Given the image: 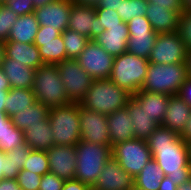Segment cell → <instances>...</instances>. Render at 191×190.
I'll list each match as a JSON object with an SVG mask.
<instances>
[{
    "instance_id": "obj_1",
    "label": "cell",
    "mask_w": 191,
    "mask_h": 190,
    "mask_svg": "<svg viewBox=\"0 0 191 190\" xmlns=\"http://www.w3.org/2000/svg\"><path fill=\"white\" fill-rule=\"evenodd\" d=\"M146 142L164 175L177 186L191 178L188 144L180 134L159 125Z\"/></svg>"
},
{
    "instance_id": "obj_2",
    "label": "cell",
    "mask_w": 191,
    "mask_h": 190,
    "mask_svg": "<svg viewBox=\"0 0 191 190\" xmlns=\"http://www.w3.org/2000/svg\"><path fill=\"white\" fill-rule=\"evenodd\" d=\"M131 97L130 93L113 83L109 78L93 80L80 106L100 114L110 115L125 107Z\"/></svg>"
},
{
    "instance_id": "obj_3",
    "label": "cell",
    "mask_w": 191,
    "mask_h": 190,
    "mask_svg": "<svg viewBox=\"0 0 191 190\" xmlns=\"http://www.w3.org/2000/svg\"><path fill=\"white\" fill-rule=\"evenodd\" d=\"M75 179L90 188L96 182L105 163L112 157V146L80 140L76 145Z\"/></svg>"
},
{
    "instance_id": "obj_4",
    "label": "cell",
    "mask_w": 191,
    "mask_h": 190,
    "mask_svg": "<svg viewBox=\"0 0 191 190\" xmlns=\"http://www.w3.org/2000/svg\"><path fill=\"white\" fill-rule=\"evenodd\" d=\"M186 63L153 64L149 63L142 91L165 95H177L181 85L188 77Z\"/></svg>"
},
{
    "instance_id": "obj_5",
    "label": "cell",
    "mask_w": 191,
    "mask_h": 190,
    "mask_svg": "<svg viewBox=\"0 0 191 190\" xmlns=\"http://www.w3.org/2000/svg\"><path fill=\"white\" fill-rule=\"evenodd\" d=\"M32 92L36 100L49 109L69 104L56 64H43L35 70Z\"/></svg>"
},
{
    "instance_id": "obj_6",
    "label": "cell",
    "mask_w": 191,
    "mask_h": 190,
    "mask_svg": "<svg viewBox=\"0 0 191 190\" xmlns=\"http://www.w3.org/2000/svg\"><path fill=\"white\" fill-rule=\"evenodd\" d=\"M148 66L149 61L147 58L126 51L114 58L109 79L131 95H134L141 90Z\"/></svg>"
},
{
    "instance_id": "obj_7",
    "label": "cell",
    "mask_w": 191,
    "mask_h": 190,
    "mask_svg": "<svg viewBox=\"0 0 191 190\" xmlns=\"http://www.w3.org/2000/svg\"><path fill=\"white\" fill-rule=\"evenodd\" d=\"M48 122L54 145H76L80 140L79 104L69 103L49 109Z\"/></svg>"
},
{
    "instance_id": "obj_8",
    "label": "cell",
    "mask_w": 191,
    "mask_h": 190,
    "mask_svg": "<svg viewBox=\"0 0 191 190\" xmlns=\"http://www.w3.org/2000/svg\"><path fill=\"white\" fill-rule=\"evenodd\" d=\"M112 156L133 177L153 158L146 140L135 138L113 145Z\"/></svg>"
},
{
    "instance_id": "obj_9",
    "label": "cell",
    "mask_w": 191,
    "mask_h": 190,
    "mask_svg": "<svg viewBox=\"0 0 191 190\" xmlns=\"http://www.w3.org/2000/svg\"><path fill=\"white\" fill-rule=\"evenodd\" d=\"M62 84L66 88L69 103L80 104L93 81L76 59H66L58 64Z\"/></svg>"
},
{
    "instance_id": "obj_10",
    "label": "cell",
    "mask_w": 191,
    "mask_h": 190,
    "mask_svg": "<svg viewBox=\"0 0 191 190\" xmlns=\"http://www.w3.org/2000/svg\"><path fill=\"white\" fill-rule=\"evenodd\" d=\"M187 52L177 32L158 33L148 61L153 64L186 63Z\"/></svg>"
},
{
    "instance_id": "obj_11",
    "label": "cell",
    "mask_w": 191,
    "mask_h": 190,
    "mask_svg": "<svg viewBox=\"0 0 191 190\" xmlns=\"http://www.w3.org/2000/svg\"><path fill=\"white\" fill-rule=\"evenodd\" d=\"M76 60L93 80H99L110 77L114 57L94 40H89Z\"/></svg>"
},
{
    "instance_id": "obj_12",
    "label": "cell",
    "mask_w": 191,
    "mask_h": 190,
    "mask_svg": "<svg viewBox=\"0 0 191 190\" xmlns=\"http://www.w3.org/2000/svg\"><path fill=\"white\" fill-rule=\"evenodd\" d=\"M81 140L111 146L107 115L81 107L79 104Z\"/></svg>"
},
{
    "instance_id": "obj_13",
    "label": "cell",
    "mask_w": 191,
    "mask_h": 190,
    "mask_svg": "<svg viewBox=\"0 0 191 190\" xmlns=\"http://www.w3.org/2000/svg\"><path fill=\"white\" fill-rule=\"evenodd\" d=\"M133 187L134 177L112 156L105 163L91 190H130Z\"/></svg>"
},
{
    "instance_id": "obj_14",
    "label": "cell",
    "mask_w": 191,
    "mask_h": 190,
    "mask_svg": "<svg viewBox=\"0 0 191 190\" xmlns=\"http://www.w3.org/2000/svg\"><path fill=\"white\" fill-rule=\"evenodd\" d=\"M68 29L93 40L105 29L98 24L95 7L83 6L72 1Z\"/></svg>"
},
{
    "instance_id": "obj_15",
    "label": "cell",
    "mask_w": 191,
    "mask_h": 190,
    "mask_svg": "<svg viewBox=\"0 0 191 190\" xmlns=\"http://www.w3.org/2000/svg\"><path fill=\"white\" fill-rule=\"evenodd\" d=\"M72 0H55L34 10L40 26L57 29L61 33L68 29Z\"/></svg>"
},
{
    "instance_id": "obj_16",
    "label": "cell",
    "mask_w": 191,
    "mask_h": 190,
    "mask_svg": "<svg viewBox=\"0 0 191 190\" xmlns=\"http://www.w3.org/2000/svg\"><path fill=\"white\" fill-rule=\"evenodd\" d=\"M49 172L64 181L75 179L76 146L54 145L47 152Z\"/></svg>"
},
{
    "instance_id": "obj_17",
    "label": "cell",
    "mask_w": 191,
    "mask_h": 190,
    "mask_svg": "<svg viewBox=\"0 0 191 190\" xmlns=\"http://www.w3.org/2000/svg\"><path fill=\"white\" fill-rule=\"evenodd\" d=\"M128 38L127 23L122 22L119 26L106 27V30L93 40L115 58L127 51Z\"/></svg>"
},
{
    "instance_id": "obj_18",
    "label": "cell",
    "mask_w": 191,
    "mask_h": 190,
    "mask_svg": "<svg viewBox=\"0 0 191 190\" xmlns=\"http://www.w3.org/2000/svg\"><path fill=\"white\" fill-rule=\"evenodd\" d=\"M190 115L191 107L178 95H171L161 125L181 135Z\"/></svg>"
},
{
    "instance_id": "obj_19",
    "label": "cell",
    "mask_w": 191,
    "mask_h": 190,
    "mask_svg": "<svg viewBox=\"0 0 191 190\" xmlns=\"http://www.w3.org/2000/svg\"><path fill=\"white\" fill-rule=\"evenodd\" d=\"M5 57L16 60L25 66L38 69L43 65L38 47L34 43L8 40L4 42Z\"/></svg>"
},
{
    "instance_id": "obj_20",
    "label": "cell",
    "mask_w": 191,
    "mask_h": 190,
    "mask_svg": "<svg viewBox=\"0 0 191 190\" xmlns=\"http://www.w3.org/2000/svg\"><path fill=\"white\" fill-rule=\"evenodd\" d=\"M1 68L11 88L32 89L36 69L7 57H4Z\"/></svg>"
},
{
    "instance_id": "obj_21",
    "label": "cell",
    "mask_w": 191,
    "mask_h": 190,
    "mask_svg": "<svg viewBox=\"0 0 191 190\" xmlns=\"http://www.w3.org/2000/svg\"><path fill=\"white\" fill-rule=\"evenodd\" d=\"M111 146L134 138L131 115L127 107L107 115Z\"/></svg>"
},
{
    "instance_id": "obj_22",
    "label": "cell",
    "mask_w": 191,
    "mask_h": 190,
    "mask_svg": "<svg viewBox=\"0 0 191 190\" xmlns=\"http://www.w3.org/2000/svg\"><path fill=\"white\" fill-rule=\"evenodd\" d=\"M126 107L131 115L134 138L147 140L159 125L148 116L133 97L128 100Z\"/></svg>"
},
{
    "instance_id": "obj_23",
    "label": "cell",
    "mask_w": 191,
    "mask_h": 190,
    "mask_svg": "<svg viewBox=\"0 0 191 190\" xmlns=\"http://www.w3.org/2000/svg\"><path fill=\"white\" fill-rule=\"evenodd\" d=\"M169 96L156 92L139 90L132 97L140 104L149 117H152L158 125L163 123Z\"/></svg>"
},
{
    "instance_id": "obj_24",
    "label": "cell",
    "mask_w": 191,
    "mask_h": 190,
    "mask_svg": "<svg viewBox=\"0 0 191 190\" xmlns=\"http://www.w3.org/2000/svg\"><path fill=\"white\" fill-rule=\"evenodd\" d=\"M181 14L182 12L170 11L167 8L150 6L149 4L146 10V17L157 33L176 32Z\"/></svg>"
},
{
    "instance_id": "obj_25",
    "label": "cell",
    "mask_w": 191,
    "mask_h": 190,
    "mask_svg": "<svg viewBox=\"0 0 191 190\" xmlns=\"http://www.w3.org/2000/svg\"><path fill=\"white\" fill-rule=\"evenodd\" d=\"M23 133L24 142L30 149L47 152L54 146L52 128L48 119L42 124L27 127Z\"/></svg>"
},
{
    "instance_id": "obj_26",
    "label": "cell",
    "mask_w": 191,
    "mask_h": 190,
    "mask_svg": "<svg viewBox=\"0 0 191 190\" xmlns=\"http://www.w3.org/2000/svg\"><path fill=\"white\" fill-rule=\"evenodd\" d=\"M39 27L40 25L34 13L19 16L12 25L8 40L20 43H34Z\"/></svg>"
},
{
    "instance_id": "obj_27",
    "label": "cell",
    "mask_w": 191,
    "mask_h": 190,
    "mask_svg": "<svg viewBox=\"0 0 191 190\" xmlns=\"http://www.w3.org/2000/svg\"><path fill=\"white\" fill-rule=\"evenodd\" d=\"M49 108L38 101L23 111H18L11 116L13 124L21 131L35 124H42L48 119Z\"/></svg>"
},
{
    "instance_id": "obj_28",
    "label": "cell",
    "mask_w": 191,
    "mask_h": 190,
    "mask_svg": "<svg viewBox=\"0 0 191 190\" xmlns=\"http://www.w3.org/2000/svg\"><path fill=\"white\" fill-rule=\"evenodd\" d=\"M164 177L163 171L152 158L134 177V186L140 190H158Z\"/></svg>"
},
{
    "instance_id": "obj_29",
    "label": "cell",
    "mask_w": 191,
    "mask_h": 190,
    "mask_svg": "<svg viewBox=\"0 0 191 190\" xmlns=\"http://www.w3.org/2000/svg\"><path fill=\"white\" fill-rule=\"evenodd\" d=\"M5 113L11 117L18 111H23L27 107L37 102L32 89L11 88L5 99Z\"/></svg>"
},
{
    "instance_id": "obj_30",
    "label": "cell",
    "mask_w": 191,
    "mask_h": 190,
    "mask_svg": "<svg viewBox=\"0 0 191 190\" xmlns=\"http://www.w3.org/2000/svg\"><path fill=\"white\" fill-rule=\"evenodd\" d=\"M38 47L43 64H58L66 60L62 34L49 42H34Z\"/></svg>"
},
{
    "instance_id": "obj_31",
    "label": "cell",
    "mask_w": 191,
    "mask_h": 190,
    "mask_svg": "<svg viewBox=\"0 0 191 190\" xmlns=\"http://www.w3.org/2000/svg\"><path fill=\"white\" fill-rule=\"evenodd\" d=\"M158 33H129L127 52L149 58Z\"/></svg>"
},
{
    "instance_id": "obj_32",
    "label": "cell",
    "mask_w": 191,
    "mask_h": 190,
    "mask_svg": "<svg viewBox=\"0 0 191 190\" xmlns=\"http://www.w3.org/2000/svg\"><path fill=\"white\" fill-rule=\"evenodd\" d=\"M61 34L66 51V59H76L90 40L89 38L69 29H66Z\"/></svg>"
},
{
    "instance_id": "obj_33",
    "label": "cell",
    "mask_w": 191,
    "mask_h": 190,
    "mask_svg": "<svg viewBox=\"0 0 191 190\" xmlns=\"http://www.w3.org/2000/svg\"><path fill=\"white\" fill-rule=\"evenodd\" d=\"M148 2L146 0H123L116 9L123 22H128L135 16H146Z\"/></svg>"
},
{
    "instance_id": "obj_34",
    "label": "cell",
    "mask_w": 191,
    "mask_h": 190,
    "mask_svg": "<svg viewBox=\"0 0 191 190\" xmlns=\"http://www.w3.org/2000/svg\"><path fill=\"white\" fill-rule=\"evenodd\" d=\"M23 169L43 176L49 172L48 155L45 151L31 149Z\"/></svg>"
},
{
    "instance_id": "obj_35",
    "label": "cell",
    "mask_w": 191,
    "mask_h": 190,
    "mask_svg": "<svg viewBox=\"0 0 191 190\" xmlns=\"http://www.w3.org/2000/svg\"><path fill=\"white\" fill-rule=\"evenodd\" d=\"M23 144H25L24 133L14 124L8 127V130L0 135V150L4 153H7L15 147Z\"/></svg>"
},
{
    "instance_id": "obj_36",
    "label": "cell",
    "mask_w": 191,
    "mask_h": 190,
    "mask_svg": "<svg viewBox=\"0 0 191 190\" xmlns=\"http://www.w3.org/2000/svg\"><path fill=\"white\" fill-rule=\"evenodd\" d=\"M19 16L4 3H0V41H8L12 25Z\"/></svg>"
},
{
    "instance_id": "obj_37",
    "label": "cell",
    "mask_w": 191,
    "mask_h": 190,
    "mask_svg": "<svg viewBox=\"0 0 191 190\" xmlns=\"http://www.w3.org/2000/svg\"><path fill=\"white\" fill-rule=\"evenodd\" d=\"M30 150L31 149L29 148V146L25 143L21 146L15 147L14 149L6 153V156L11 166V170L14 175L23 169V164L28 158V153L30 152Z\"/></svg>"
},
{
    "instance_id": "obj_38",
    "label": "cell",
    "mask_w": 191,
    "mask_h": 190,
    "mask_svg": "<svg viewBox=\"0 0 191 190\" xmlns=\"http://www.w3.org/2000/svg\"><path fill=\"white\" fill-rule=\"evenodd\" d=\"M14 177L16 178L21 190H38L42 176L22 169L16 173Z\"/></svg>"
},
{
    "instance_id": "obj_39",
    "label": "cell",
    "mask_w": 191,
    "mask_h": 190,
    "mask_svg": "<svg viewBox=\"0 0 191 190\" xmlns=\"http://www.w3.org/2000/svg\"><path fill=\"white\" fill-rule=\"evenodd\" d=\"M176 32L185 43L187 50L190 51L191 50V11H184L181 14Z\"/></svg>"
},
{
    "instance_id": "obj_40",
    "label": "cell",
    "mask_w": 191,
    "mask_h": 190,
    "mask_svg": "<svg viewBox=\"0 0 191 190\" xmlns=\"http://www.w3.org/2000/svg\"><path fill=\"white\" fill-rule=\"evenodd\" d=\"M96 16L98 17V24L104 27H114L119 26L122 23V19L118 15V12L113 9H101L99 7H95Z\"/></svg>"
},
{
    "instance_id": "obj_41",
    "label": "cell",
    "mask_w": 191,
    "mask_h": 190,
    "mask_svg": "<svg viewBox=\"0 0 191 190\" xmlns=\"http://www.w3.org/2000/svg\"><path fill=\"white\" fill-rule=\"evenodd\" d=\"M129 33H154L149 20L146 16H135L127 22Z\"/></svg>"
},
{
    "instance_id": "obj_42",
    "label": "cell",
    "mask_w": 191,
    "mask_h": 190,
    "mask_svg": "<svg viewBox=\"0 0 191 190\" xmlns=\"http://www.w3.org/2000/svg\"><path fill=\"white\" fill-rule=\"evenodd\" d=\"M4 4L18 16L34 13L35 10L33 0H6Z\"/></svg>"
},
{
    "instance_id": "obj_43",
    "label": "cell",
    "mask_w": 191,
    "mask_h": 190,
    "mask_svg": "<svg viewBox=\"0 0 191 190\" xmlns=\"http://www.w3.org/2000/svg\"><path fill=\"white\" fill-rule=\"evenodd\" d=\"M64 180L48 172L41 177L38 190H62Z\"/></svg>"
},
{
    "instance_id": "obj_44",
    "label": "cell",
    "mask_w": 191,
    "mask_h": 190,
    "mask_svg": "<svg viewBox=\"0 0 191 190\" xmlns=\"http://www.w3.org/2000/svg\"><path fill=\"white\" fill-rule=\"evenodd\" d=\"M150 6L167 8L170 11L184 12L182 0H146Z\"/></svg>"
},
{
    "instance_id": "obj_45",
    "label": "cell",
    "mask_w": 191,
    "mask_h": 190,
    "mask_svg": "<svg viewBox=\"0 0 191 190\" xmlns=\"http://www.w3.org/2000/svg\"><path fill=\"white\" fill-rule=\"evenodd\" d=\"M61 35L57 29H50L47 26H40L34 42H49Z\"/></svg>"
},
{
    "instance_id": "obj_46",
    "label": "cell",
    "mask_w": 191,
    "mask_h": 190,
    "mask_svg": "<svg viewBox=\"0 0 191 190\" xmlns=\"http://www.w3.org/2000/svg\"><path fill=\"white\" fill-rule=\"evenodd\" d=\"M12 177H14V173L11 170V166L6 156V153L0 150V180L2 178Z\"/></svg>"
},
{
    "instance_id": "obj_47",
    "label": "cell",
    "mask_w": 191,
    "mask_h": 190,
    "mask_svg": "<svg viewBox=\"0 0 191 190\" xmlns=\"http://www.w3.org/2000/svg\"><path fill=\"white\" fill-rule=\"evenodd\" d=\"M177 95L191 107V76L183 82Z\"/></svg>"
},
{
    "instance_id": "obj_48",
    "label": "cell",
    "mask_w": 191,
    "mask_h": 190,
    "mask_svg": "<svg viewBox=\"0 0 191 190\" xmlns=\"http://www.w3.org/2000/svg\"><path fill=\"white\" fill-rule=\"evenodd\" d=\"M62 190H91V188L78 179H70L64 181Z\"/></svg>"
},
{
    "instance_id": "obj_49",
    "label": "cell",
    "mask_w": 191,
    "mask_h": 190,
    "mask_svg": "<svg viewBox=\"0 0 191 190\" xmlns=\"http://www.w3.org/2000/svg\"><path fill=\"white\" fill-rule=\"evenodd\" d=\"M0 190H21L15 177L2 178L0 180Z\"/></svg>"
},
{
    "instance_id": "obj_50",
    "label": "cell",
    "mask_w": 191,
    "mask_h": 190,
    "mask_svg": "<svg viewBox=\"0 0 191 190\" xmlns=\"http://www.w3.org/2000/svg\"><path fill=\"white\" fill-rule=\"evenodd\" d=\"M123 0H100L98 3L99 8L101 9H113L116 11L121 6Z\"/></svg>"
},
{
    "instance_id": "obj_51",
    "label": "cell",
    "mask_w": 191,
    "mask_h": 190,
    "mask_svg": "<svg viewBox=\"0 0 191 190\" xmlns=\"http://www.w3.org/2000/svg\"><path fill=\"white\" fill-rule=\"evenodd\" d=\"M13 124L11 117H9L5 112H0V135L8 130Z\"/></svg>"
},
{
    "instance_id": "obj_52",
    "label": "cell",
    "mask_w": 191,
    "mask_h": 190,
    "mask_svg": "<svg viewBox=\"0 0 191 190\" xmlns=\"http://www.w3.org/2000/svg\"><path fill=\"white\" fill-rule=\"evenodd\" d=\"M177 187L178 186L175 184V181L171 180L170 177L165 176L162 179L158 190H176Z\"/></svg>"
},
{
    "instance_id": "obj_53",
    "label": "cell",
    "mask_w": 191,
    "mask_h": 190,
    "mask_svg": "<svg viewBox=\"0 0 191 190\" xmlns=\"http://www.w3.org/2000/svg\"><path fill=\"white\" fill-rule=\"evenodd\" d=\"M181 138H183L187 144L191 142V115L183 133L181 134Z\"/></svg>"
},
{
    "instance_id": "obj_54",
    "label": "cell",
    "mask_w": 191,
    "mask_h": 190,
    "mask_svg": "<svg viewBox=\"0 0 191 190\" xmlns=\"http://www.w3.org/2000/svg\"><path fill=\"white\" fill-rule=\"evenodd\" d=\"M10 83L7 77L5 76L2 68L0 67V90H10Z\"/></svg>"
},
{
    "instance_id": "obj_55",
    "label": "cell",
    "mask_w": 191,
    "mask_h": 190,
    "mask_svg": "<svg viewBox=\"0 0 191 190\" xmlns=\"http://www.w3.org/2000/svg\"><path fill=\"white\" fill-rule=\"evenodd\" d=\"M76 4L89 7H97L100 0H72Z\"/></svg>"
},
{
    "instance_id": "obj_56",
    "label": "cell",
    "mask_w": 191,
    "mask_h": 190,
    "mask_svg": "<svg viewBox=\"0 0 191 190\" xmlns=\"http://www.w3.org/2000/svg\"><path fill=\"white\" fill-rule=\"evenodd\" d=\"M9 90H0V112H5V99Z\"/></svg>"
},
{
    "instance_id": "obj_57",
    "label": "cell",
    "mask_w": 191,
    "mask_h": 190,
    "mask_svg": "<svg viewBox=\"0 0 191 190\" xmlns=\"http://www.w3.org/2000/svg\"><path fill=\"white\" fill-rule=\"evenodd\" d=\"M53 1H55V0H33V4H34L35 9H37V8L43 7L44 5L49 4Z\"/></svg>"
},
{
    "instance_id": "obj_58",
    "label": "cell",
    "mask_w": 191,
    "mask_h": 190,
    "mask_svg": "<svg viewBox=\"0 0 191 190\" xmlns=\"http://www.w3.org/2000/svg\"><path fill=\"white\" fill-rule=\"evenodd\" d=\"M176 190H191V178L178 185Z\"/></svg>"
},
{
    "instance_id": "obj_59",
    "label": "cell",
    "mask_w": 191,
    "mask_h": 190,
    "mask_svg": "<svg viewBox=\"0 0 191 190\" xmlns=\"http://www.w3.org/2000/svg\"><path fill=\"white\" fill-rule=\"evenodd\" d=\"M5 57V49H4V42L0 41V67L2 66V61Z\"/></svg>"
},
{
    "instance_id": "obj_60",
    "label": "cell",
    "mask_w": 191,
    "mask_h": 190,
    "mask_svg": "<svg viewBox=\"0 0 191 190\" xmlns=\"http://www.w3.org/2000/svg\"><path fill=\"white\" fill-rule=\"evenodd\" d=\"M186 64L188 67V75L191 76V50L187 52Z\"/></svg>"
},
{
    "instance_id": "obj_61",
    "label": "cell",
    "mask_w": 191,
    "mask_h": 190,
    "mask_svg": "<svg viewBox=\"0 0 191 190\" xmlns=\"http://www.w3.org/2000/svg\"><path fill=\"white\" fill-rule=\"evenodd\" d=\"M184 11H191V0H182Z\"/></svg>"
},
{
    "instance_id": "obj_62",
    "label": "cell",
    "mask_w": 191,
    "mask_h": 190,
    "mask_svg": "<svg viewBox=\"0 0 191 190\" xmlns=\"http://www.w3.org/2000/svg\"><path fill=\"white\" fill-rule=\"evenodd\" d=\"M188 148H189V157H190V162H191V142L188 143Z\"/></svg>"
},
{
    "instance_id": "obj_63",
    "label": "cell",
    "mask_w": 191,
    "mask_h": 190,
    "mask_svg": "<svg viewBox=\"0 0 191 190\" xmlns=\"http://www.w3.org/2000/svg\"><path fill=\"white\" fill-rule=\"evenodd\" d=\"M130 190H140L138 188H136L135 186L133 188H131Z\"/></svg>"
},
{
    "instance_id": "obj_64",
    "label": "cell",
    "mask_w": 191,
    "mask_h": 190,
    "mask_svg": "<svg viewBox=\"0 0 191 190\" xmlns=\"http://www.w3.org/2000/svg\"><path fill=\"white\" fill-rule=\"evenodd\" d=\"M6 0H0V3H5Z\"/></svg>"
}]
</instances>
